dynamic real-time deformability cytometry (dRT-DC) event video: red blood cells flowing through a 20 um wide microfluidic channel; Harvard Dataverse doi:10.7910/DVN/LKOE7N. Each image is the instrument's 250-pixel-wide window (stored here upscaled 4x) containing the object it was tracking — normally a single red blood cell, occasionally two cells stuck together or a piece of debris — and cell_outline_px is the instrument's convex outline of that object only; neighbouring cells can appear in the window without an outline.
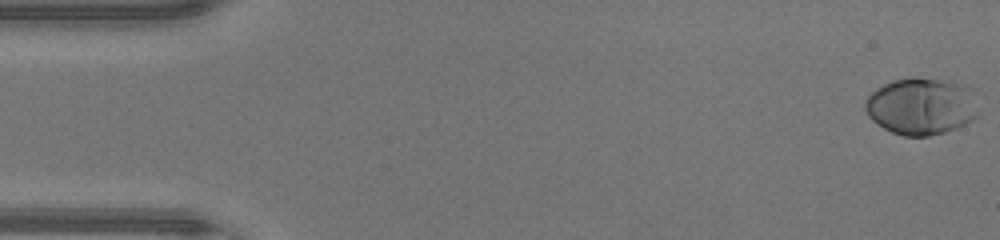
{"species": "human", "species_latin": "Homo sapiens", "temperature_condition": "warm", "stored_images_in_passage": 47, "camera_frame_rate_fps": 3000, "um_per_image_px": 0.085, "donor": {"sex": "male"}, "frame": {"image": 1, "passage_image": 1, "time_ms": 0.0, "image_size_px": [1000, 240], "cell_outline_px": [[980, 112], [972, 120], [956, 128], [944, 132], [928, 136], [904, 136], [892, 132], [884, 128], [872, 120], [868, 116], [864, 108], [864, 104], [868, 96], [876, 88], [892, 80], [916, 76], [952, 80], [968, 84], [976, 88]], "centroid_in_image_um": [78.4, 8.98], "position_along_channel_um": 6.6, "area_um2": 38.84}}
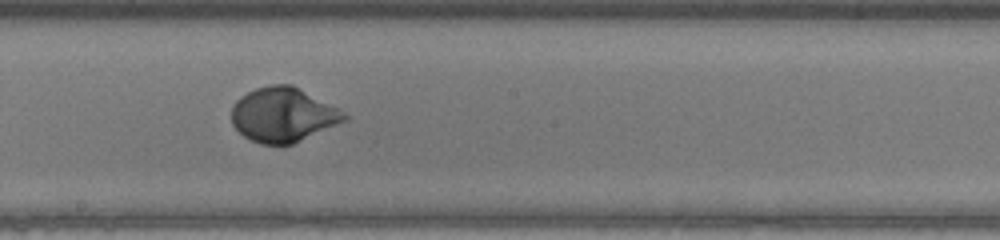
{"frame": {"image": 2, "passage_image": 26, "time_ms": 8.333, "image_size_px": [1000, 240], "cell_outline_px": [[348, 120], [292, 144], [260, 144], [244, 136], [232, 124], [232, 108], [236, 100], [240, 96], [256, 88], [272, 84], [292, 84], [344, 112], [348, 116]], "centroid_in_image_um": [24.05, 9.75], "position_along_channel_um": 224.1, "area_um2": 35.49}}
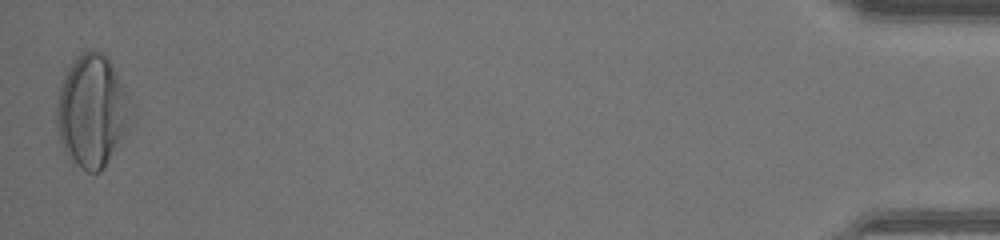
{"frame": {"image": 3, "passage_image": 47, "time_ms": 15.333, "image_size_px": [1000, 240], "cell_outline_px": [[132, 104], [116, 144], [104, 168], [100, 172], [88, 172], [76, 164], [64, 152], [60, 140], [56, 120], [56, 104], [60, 88], [64, 76], [68, 68], [84, 52], [92, 48], [96, 48], [104, 52], [108, 56]], "centroid_in_image_um": [7.76, 9.38], "position_along_channel_um": 427.4, "area_um2": 47.16}, "authors_computed_cell_mechanics": {"area_um2": 35.1424, "velocity_mm_per_s": 4.3836, "shape_relaxation_time_tau1_ms": 2.7846, "shape_relaxation_time_tau2_ms": null, "deformation_change_tau1": 0.1959, "deformation_change_tau2": null}}